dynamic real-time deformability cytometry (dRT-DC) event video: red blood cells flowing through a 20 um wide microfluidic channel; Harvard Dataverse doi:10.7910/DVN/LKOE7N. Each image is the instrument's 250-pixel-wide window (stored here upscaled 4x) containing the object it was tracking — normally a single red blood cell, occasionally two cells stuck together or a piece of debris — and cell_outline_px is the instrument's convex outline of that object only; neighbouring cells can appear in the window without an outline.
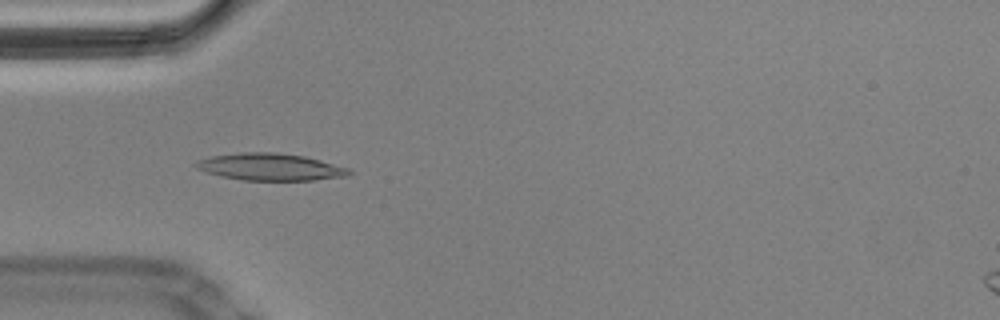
{"species": "Egyptian fruit bat (a non-hibernating species)", "species_latin": "Rousettus aegyptiacus", "temperature_condition": "cold", "stored_images_in_passage": 57, "camera_frame_rate_fps": 3000, "um_per_image_px": 0.085, "animal": {"sex": "male"}, "frame": {"image": 1, "passage_image": 17, "time_ms": 5.333, "image_size_px": [1000, 320], "cell_outline_px": [[352, 172], [344, 176], [316, 180], [244, 180], [220, 176], [196, 168], [192, 164], [196, 160], [212, 156], [240, 152], [276, 152], [304, 156], [320, 160], [348, 168]], "centroid_in_image_um": [22.93, 14.18], "position_along_channel_um": 62.1, "area_um2": 24.04}}
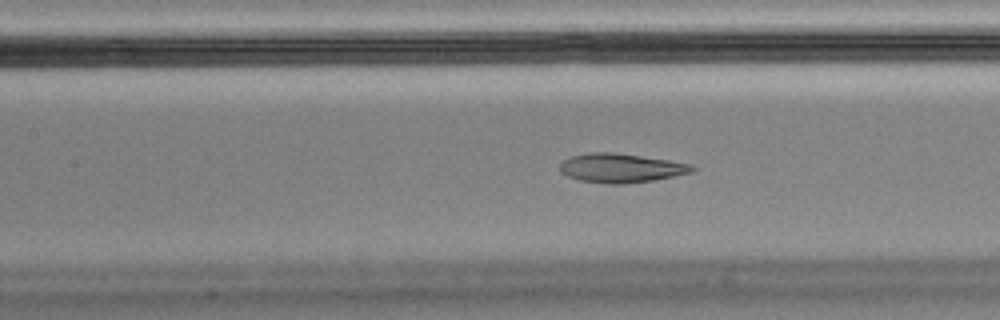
{"frame": {"image": 2, "passage_image": 25, "time_ms": 8.0, "image_size_px": [1000, 320], "cell_outline_px": [[696, 168], [692, 172], [652, 180], [624, 184], [608, 184], [580, 180], [568, 176], [560, 172], [560, 164], [564, 160], [572, 156], [588, 152], [612, 152], [668, 160], [692, 164]], "centroid_in_image_um": [52.76, 14.28], "position_along_channel_um": 154.6, "area_um2": 22.2}, "authors_computed_cell_mechanics": {"area_um2": 22.6576, "velocity_mm_per_s": 3.4825, "shape_relaxation_time_tau1_ms": null, "shape_relaxation_time_tau2_ms": 1.9918, "deformation_change_tau1": null, "deformation_change_tau2": 0.0976}}